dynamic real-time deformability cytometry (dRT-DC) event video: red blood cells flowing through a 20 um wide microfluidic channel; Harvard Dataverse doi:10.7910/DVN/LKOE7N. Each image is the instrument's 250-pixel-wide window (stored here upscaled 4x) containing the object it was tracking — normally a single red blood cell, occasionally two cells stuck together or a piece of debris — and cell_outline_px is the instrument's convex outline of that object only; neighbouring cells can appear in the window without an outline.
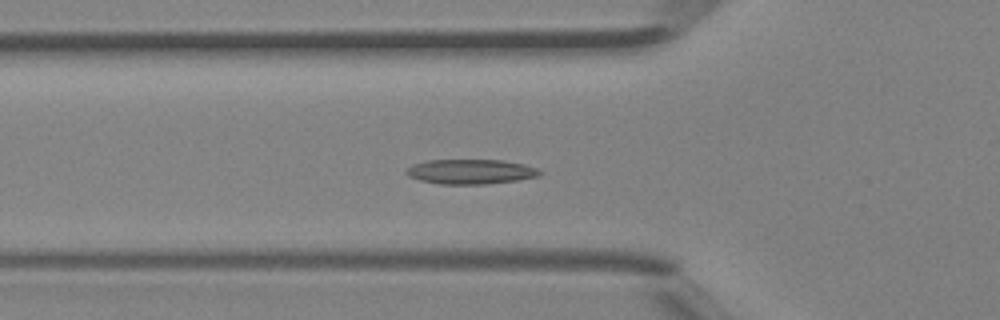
{"species": "Egyptian fruit bat (a non-hibernating species)", "species_latin": "Rousettus aegyptiacus", "temperature_condition": "room temperature", "stored_images_in_passage": 36, "camera_frame_rate_fps": 3000, "um_per_image_px": 0.085, "animal": {"sex": "female"}, "frame": {"image": 1, "passage_image": 6, "time_ms": 1.667, "image_size_px": [1000, 320], "cell_outline_px": [[544, 172], [536, 176], [516, 180], [484, 184], [440, 184], [420, 180], [408, 176], [404, 172], [412, 164], [428, 160], [504, 160], [524, 164], [536, 168]], "centroid_in_image_um": [39.98, 14.58], "position_along_channel_um": 85.8, "area_um2": 19.19}}
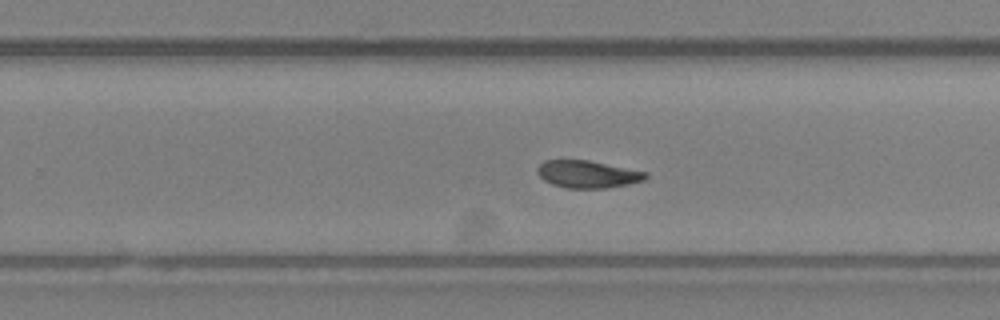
{"frame": {"image": 2, "passage_image": 19, "time_ms": 6.0, "image_size_px": [1000, 320], "cell_outline_px": [[648, 176], [644, 180], [628, 184], [608, 188], [568, 188], [552, 184], [544, 180], [536, 172], [536, 168], [544, 160], [588, 160], [648, 172]], "centroid_in_image_um": [49.94, 14.8], "position_along_channel_um": 279.9, "area_um2": 17.28}}
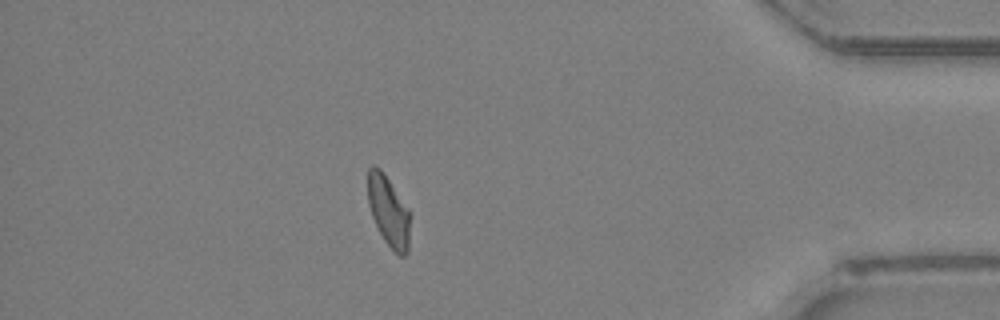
{"frame": {"image": 3, "passage_image": 30, "time_ms": 9.667, "image_size_px": [1000, 320], "cell_outline_px": [[408, 252], [404, 256], [400, 256], [384, 240], [372, 216], [368, 204], [368, 168], [372, 164], [380, 168], [408, 208]], "centroid_in_image_um": [32.99, 17.92], "position_along_channel_um": 402.2, "area_um2": 16.82}, "authors_computed_cell_mechanics": {"area_um2": 17.4845, "velocity_mm_per_s": 4.494, "shape_relaxation_time_tau1_ms": 10.1673, "shape_relaxation_time_tau2_ms": 3.1421, "deformation_change_tau1": 0.2274, "deformation_change_tau2": 0.0721}}